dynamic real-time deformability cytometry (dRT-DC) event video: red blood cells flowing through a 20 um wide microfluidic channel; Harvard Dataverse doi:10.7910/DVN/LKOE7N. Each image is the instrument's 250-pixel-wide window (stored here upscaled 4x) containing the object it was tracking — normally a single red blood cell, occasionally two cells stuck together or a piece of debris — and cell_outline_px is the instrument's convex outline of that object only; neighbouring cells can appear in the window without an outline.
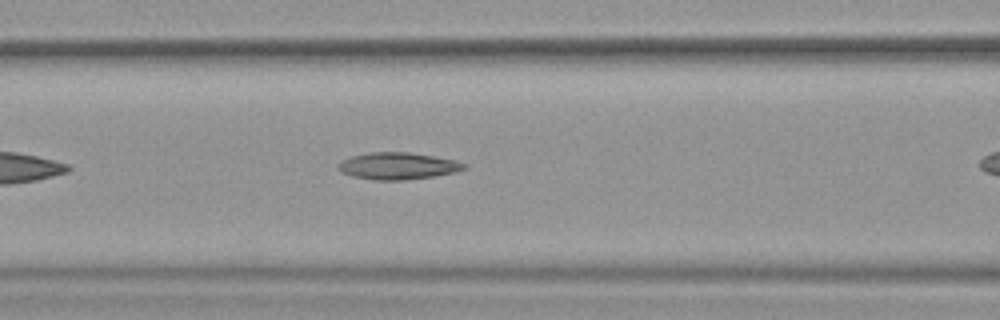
{"species": "common noctule bat (a hibernating species)", "species_latin": "Nyctalus noctula", "temperature_condition": "warm", "stored_images_in_passage": 31, "camera_frame_rate_fps": 3000, "um_per_image_px": 0.085, "animal": {"sex": "female", "body_mass_g": 19.9}, "frame": {"image": 1, "passage_image": 10, "time_ms": 3.0, "image_size_px": [1000, 320], "cell_outline_px": [[468, 168], [456, 172], [432, 176], [404, 180], [376, 180], [352, 176], [340, 172], [336, 168], [336, 164], [352, 156], [372, 152], [408, 152], [456, 160], [468, 164]], "centroid_in_image_um": [33.82, 14.11], "position_along_channel_um": 132.8, "area_um2": 19.77}}
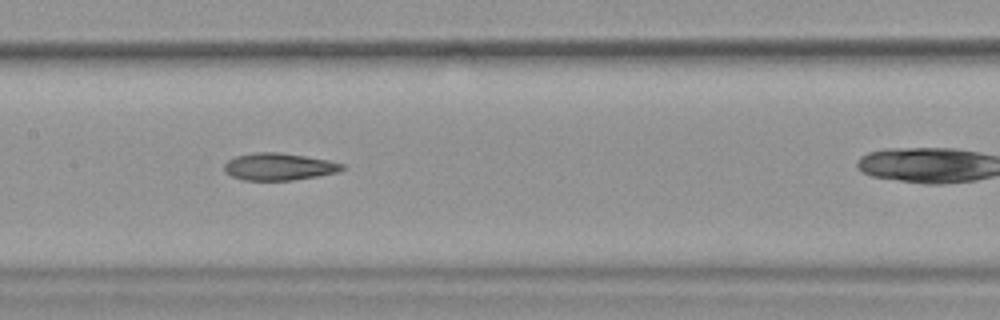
{"frame": {"image": 2, "passage_image": 14, "time_ms": 4.333, "image_size_px": [1000, 320], "cell_outline_px": [[344, 168], [336, 172], [316, 176], [292, 180], [244, 180], [232, 176], [224, 172], [224, 164], [228, 160], [236, 156], [256, 152], [280, 152], [328, 160], [344, 164]], "centroid_in_image_um": [23.67, 14.16], "position_along_channel_um": 183.7, "area_um2": 18.5}}